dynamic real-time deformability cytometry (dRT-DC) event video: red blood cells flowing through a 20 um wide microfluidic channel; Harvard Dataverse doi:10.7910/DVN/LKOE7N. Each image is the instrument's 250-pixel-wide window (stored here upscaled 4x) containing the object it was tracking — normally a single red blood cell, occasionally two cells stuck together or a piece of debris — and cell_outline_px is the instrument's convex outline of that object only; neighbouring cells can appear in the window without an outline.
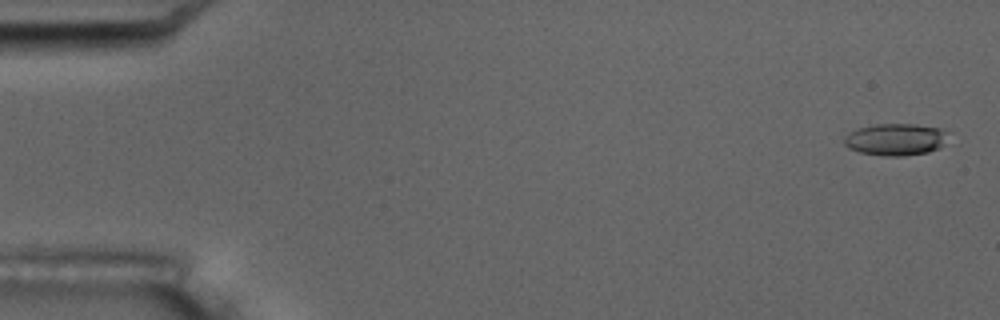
{"species": "common noctule bat (a hibernating species)", "species_latin": "Nyctalus noctula", "temperature_condition": "room temperature", "stored_images_in_passage": 6, "camera_frame_rate_fps": 3000, "um_per_image_px": 0.085, "animal": {"sex": "male", "body_mass_g": 17.5, "forearm_length_mm": 52.3}, "frame": {"image": 1, "passage_image": 1, "time_ms": 0.0, "image_size_px": [1000, 320], "cell_outline_px": [[952, 144], [928, 152], [904, 156], [884, 156], [860, 152], [848, 148], [844, 144], [844, 136], [848, 132], [860, 128], [876, 124], [916, 124], [944, 128], [948, 132], [952, 140]], "centroid_in_image_um": [76.26, 11.85], "position_along_channel_um": 8.7, "area_um2": 20.11}}